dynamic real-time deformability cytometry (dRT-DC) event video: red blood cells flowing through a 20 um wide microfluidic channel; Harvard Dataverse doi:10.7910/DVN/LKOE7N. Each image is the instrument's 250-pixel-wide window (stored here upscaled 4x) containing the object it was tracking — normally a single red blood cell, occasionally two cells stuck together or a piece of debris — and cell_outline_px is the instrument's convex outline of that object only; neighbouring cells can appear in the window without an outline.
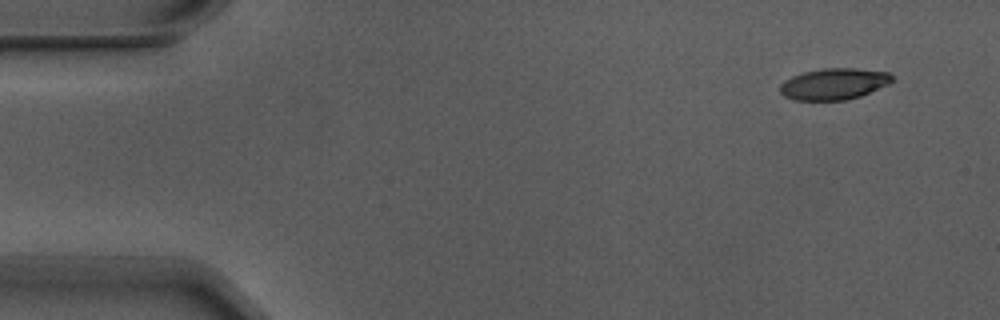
{"species": "Egyptian fruit bat (a non-hibernating species)", "species_latin": "Rousettus aegyptiacus", "temperature_condition": "warm", "stored_images_in_passage": 5, "camera_frame_rate_fps": 3000, "um_per_image_px": 0.085, "animal": {"sex": "male"}, "frame": {"image": 1, "passage_image": 1, "time_ms": 0.0, "image_size_px": [1000, 320], "cell_outline_px": [[892, 80], [888, 84], [860, 96], [844, 100], [792, 100], [784, 96], [780, 92], [780, 84], [784, 80], [792, 76], [804, 72], [824, 68], [856, 68], [888, 72], [892, 76]], "centroid_in_image_um": [70.85, 7.13], "position_along_channel_um": 14.2, "area_um2": 20.4}}
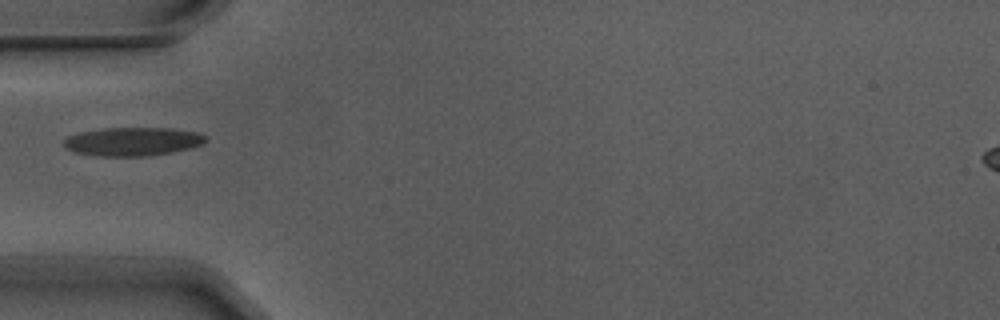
{"frame": {"image": 2, "passage_image": 5, "time_ms": 1.333, "image_size_px": [1000, 320], "cell_outline_px": [[208, 140], [204, 144], [192, 148], [172, 152], [148, 156], [100, 156], [76, 152], [64, 148], [64, 140], [68, 136], [80, 132], [104, 128], [172, 128], [196, 132], [204, 136]], "centroid_in_image_um": [11.3, 12.03], "position_along_channel_um": 73.7, "area_um2": 23.64}}